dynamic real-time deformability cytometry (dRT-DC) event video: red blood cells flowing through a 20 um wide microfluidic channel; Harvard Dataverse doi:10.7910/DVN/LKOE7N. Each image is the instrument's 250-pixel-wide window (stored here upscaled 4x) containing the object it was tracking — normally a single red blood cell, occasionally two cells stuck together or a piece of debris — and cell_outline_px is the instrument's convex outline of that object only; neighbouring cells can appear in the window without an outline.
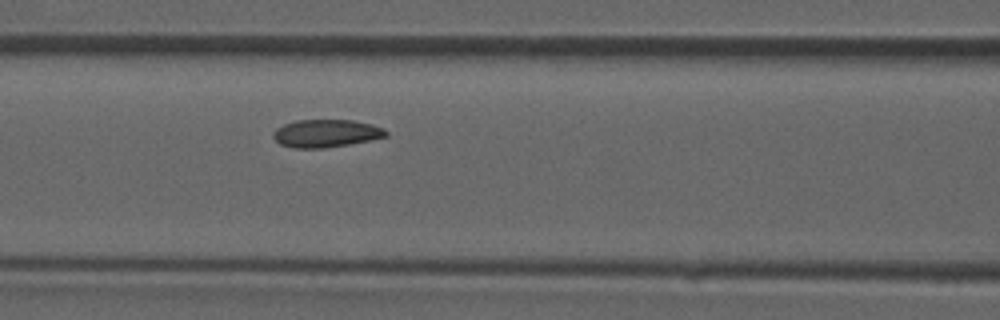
{"species": "common noctule bat (a hibernating species)", "species_latin": "Nyctalus noctula", "temperature_condition": "room temperature", "stored_images_in_passage": 28, "camera_frame_rate_fps": 3000, "um_per_image_px": 0.085, "animal": {"sex": "male", "forearm_length_mm": 52.5}, "frame": {"image": 1, "passage_image": 13, "time_ms": 4.0, "image_size_px": [1000, 320], "cell_outline_px": [[388, 136], [348, 144], [324, 148], [292, 148], [280, 144], [272, 136], [272, 132], [276, 128], [284, 124], [296, 120], [352, 120], [372, 124], [384, 128], [388, 132]], "centroid_in_image_um": [27.69, 11.33], "position_along_channel_um": 138.9, "area_um2": 18.26}}